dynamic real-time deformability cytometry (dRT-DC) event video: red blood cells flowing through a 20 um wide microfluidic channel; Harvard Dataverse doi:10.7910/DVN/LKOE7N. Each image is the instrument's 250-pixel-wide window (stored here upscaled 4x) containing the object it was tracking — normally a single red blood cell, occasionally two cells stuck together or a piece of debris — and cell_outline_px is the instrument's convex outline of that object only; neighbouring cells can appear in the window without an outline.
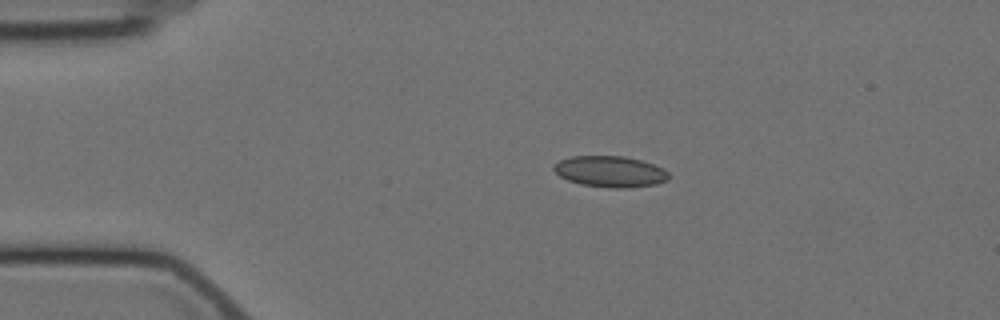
{"species": "Egyptian fruit bat (a non-hibernating species)", "species_latin": "Rousettus aegyptiacus", "temperature_condition": "cold", "stored_images_in_passage": 11, "camera_frame_rate_fps": 3000, "um_per_image_px": 0.085, "animal": {"sex": "female"}, "frame": {"image": 1, "passage_image": 1, "time_ms": 0.0, "image_size_px": [1000, 320], "cell_outline_px": [[668, 180], [656, 184], [628, 188], [608, 188], [580, 184], [568, 180], [560, 176], [552, 168], [552, 164], [560, 160], [572, 156], [624, 156], [640, 160], [664, 168], [668, 172]], "centroid_in_image_um": [51.85, 14.58], "position_along_channel_um": 33.2, "area_um2": 20.92}}
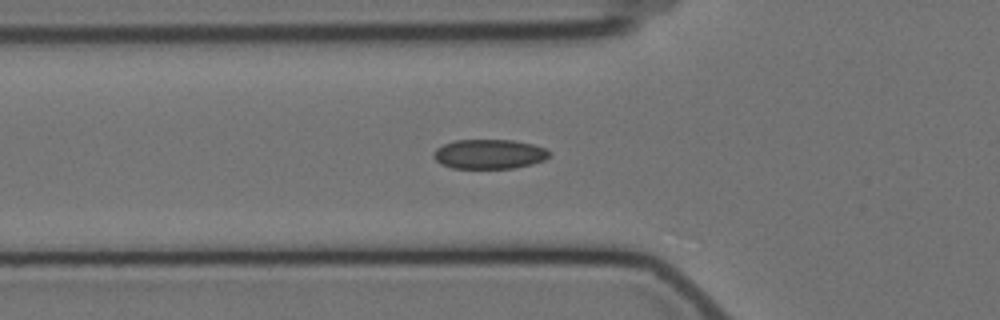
{"frame": {"image": 2, "passage_image": 9, "time_ms": 2.667, "image_size_px": [1000, 320], "cell_outline_px": [[552, 152], [544, 160], [532, 164], [516, 168], [452, 168], [440, 164], [432, 156], [432, 152], [436, 148], [444, 144], [456, 140], [512, 140], [532, 144], [548, 148]], "centroid_in_image_um": [41.59, 13.1], "position_along_channel_um": 84.2, "area_um2": 20.11}}